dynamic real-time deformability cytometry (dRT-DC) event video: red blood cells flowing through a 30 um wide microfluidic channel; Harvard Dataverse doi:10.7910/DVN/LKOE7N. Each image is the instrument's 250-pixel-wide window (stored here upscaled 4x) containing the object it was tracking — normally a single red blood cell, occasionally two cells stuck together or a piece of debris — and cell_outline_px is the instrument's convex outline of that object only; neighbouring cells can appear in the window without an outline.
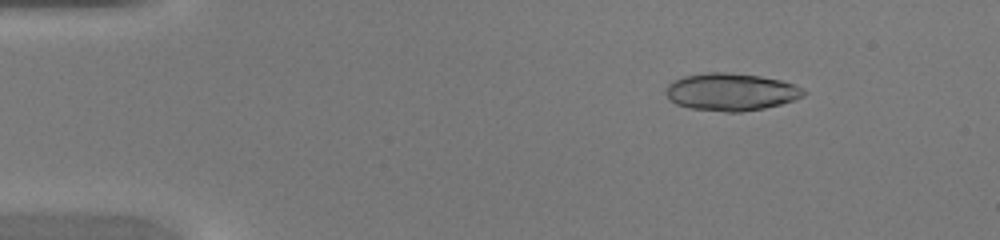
{"species": "common noctule bat (a hibernating species)", "species_latin": "Nyctalus noctula", "temperature_condition": "warm", "stored_images_in_passage": 44, "camera_frame_rate_fps": 3000, "um_per_image_px": 0.085, "animal": {"sex": "female", "body_mass_g": 20.0, "forearm_length_mm": 54.0}, "frame": {"image": 1, "passage_image": 6, "time_ms": 1.667, "image_size_px": [1000, 240], "cell_outline_px": [[808, 92], [804, 96], [796, 100], [764, 108], [740, 112], [724, 112], [688, 108], [676, 104], [668, 96], [668, 84], [672, 80], [684, 76], [708, 72], [724, 72], [760, 76], [780, 80], [796, 84], [804, 88]], "centroid_in_image_um": [62.19, 7.81], "position_along_channel_um": 22.8, "area_um2": 30.17}}